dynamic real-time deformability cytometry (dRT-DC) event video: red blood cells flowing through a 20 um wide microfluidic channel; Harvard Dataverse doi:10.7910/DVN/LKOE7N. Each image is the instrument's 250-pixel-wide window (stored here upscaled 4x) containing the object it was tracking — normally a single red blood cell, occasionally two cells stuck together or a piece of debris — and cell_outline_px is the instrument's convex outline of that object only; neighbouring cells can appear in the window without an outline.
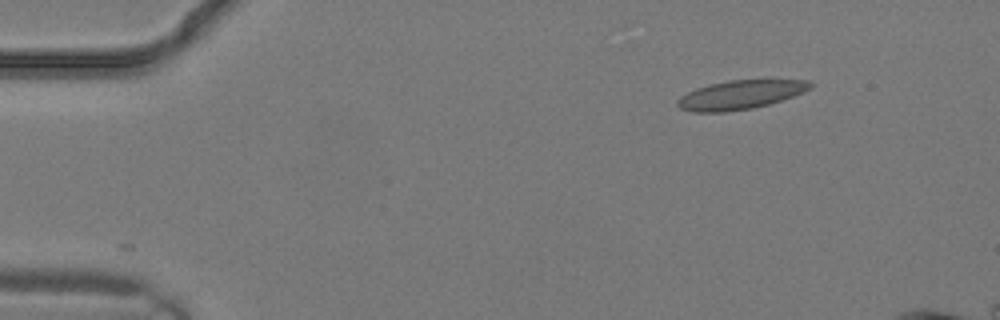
{"species": "common noctule bat (a hibernating species)", "species_latin": "Nyctalus noctula", "temperature_condition": "warm", "stored_images_in_passage": 6, "camera_frame_rate_fps": 3000, "um_per_image_px": 0.085, "animal": {"sex": "male", "body_mass_g": 19.2, "forearm_length_mm": 51.8}, "frame": {"image": 1, "passage_image": 1, "time_ms": 0.0, "image_size_px": [1000, 320], "cell_outline_px": [[812, 88], [804, 92], [768, 104], [752, 108], [724, 112], [692, 112], [680, 108], [676, 104], [676, 100], [680, 96], [696, 88], [728, 80], [808, 80], [812, 84]], "centroid_in_image_um": [62.9, 8.06], "position_along_channel_um": 22.1, "area_um2": 22.2}}